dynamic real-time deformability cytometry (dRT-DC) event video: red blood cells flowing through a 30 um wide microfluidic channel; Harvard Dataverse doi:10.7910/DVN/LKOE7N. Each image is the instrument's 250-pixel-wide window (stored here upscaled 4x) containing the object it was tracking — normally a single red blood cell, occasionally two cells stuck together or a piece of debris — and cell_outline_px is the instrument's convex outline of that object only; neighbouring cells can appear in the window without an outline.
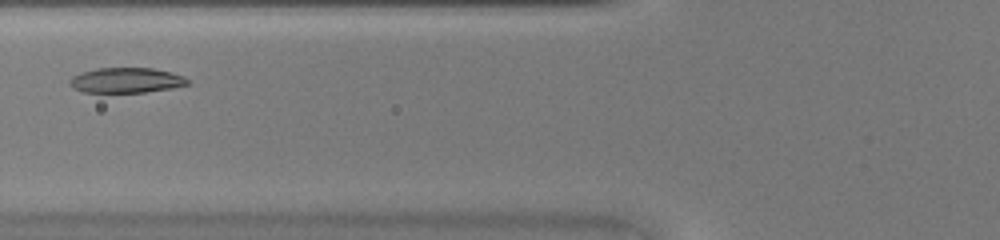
{"species": "common noctule bat (a hibernating species)", "species_latin": "Nyctalus noctula", "temperature_condition": "warm", "stored_images_in_passage": 26, "camera_frame_rate_fps": 3000, "um_per_image_px": 0.085, "animal": {"sex": "female", "body_mass_g": 20.0, "forearm_length_mm": 54.0}, "frame": {"image": 1, "passage_image": 6, "time_ms": 1.667, "image_size_px": [1000, 240], "cell_outline_px": [[188, 84], [172, 88], [144, 92], [84, 92], [72, 88], [68, 84], [68, 80], [72, 76], [80, 72], [96, 68], [152, 68], [172, 72], [184, 76], [188, 80]], "centroid_in_image_um": [10.68, 6.82], "position_along_channel_um": 115.1, "area_um2": 17.4}}
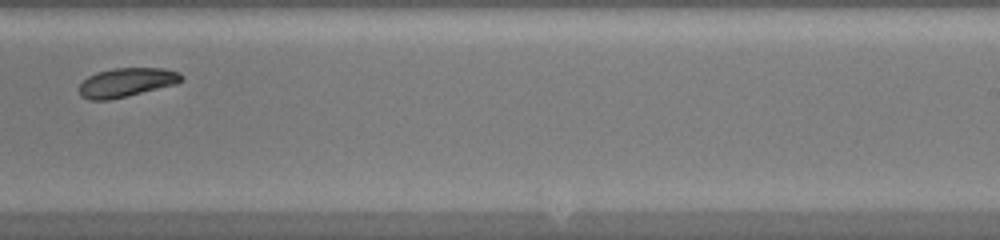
{"frame": {"image": 2, "passage_image": 17, "time_ms": 5.333, "image_size_px": [1000, 240], "cell_outline_px": [[184, 80], [176, 84], [128, 96], [108, 100], [88, 100], [80, 96], [80, 84], [88, 76], [96, 72], [112, 68], [164, 68], [180, 72], [184, 76]], "centroid_in_image_um": [10.78, 7.0], "position_along_channel_um": 278.2, "area_um2": 17.46}}
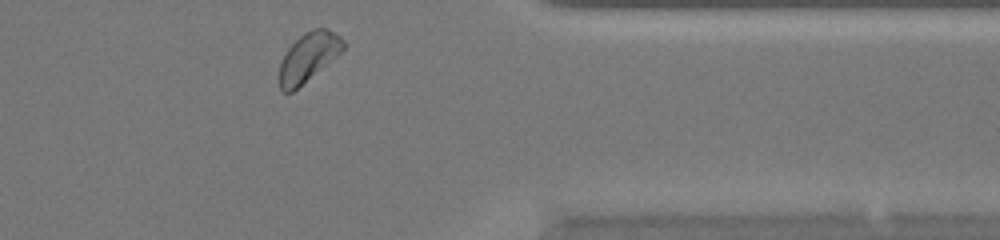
{"frame": {"image": 3, "passage_image": 25, "time_ms": 8.0, "image_size_px": [1000, 240], "cell_outline_px": [[348, 44], [332, 60], [292, 92], [284, 92], [280, 88], [276, 80], [280, 64], [288, 48], [304, 32], [312, 28], [328, 28], [340, 36]], "centroid_in_image_um": [26.2, 4.85], "position_along_channel_um": 385.2, "area_um2": 18.32}}